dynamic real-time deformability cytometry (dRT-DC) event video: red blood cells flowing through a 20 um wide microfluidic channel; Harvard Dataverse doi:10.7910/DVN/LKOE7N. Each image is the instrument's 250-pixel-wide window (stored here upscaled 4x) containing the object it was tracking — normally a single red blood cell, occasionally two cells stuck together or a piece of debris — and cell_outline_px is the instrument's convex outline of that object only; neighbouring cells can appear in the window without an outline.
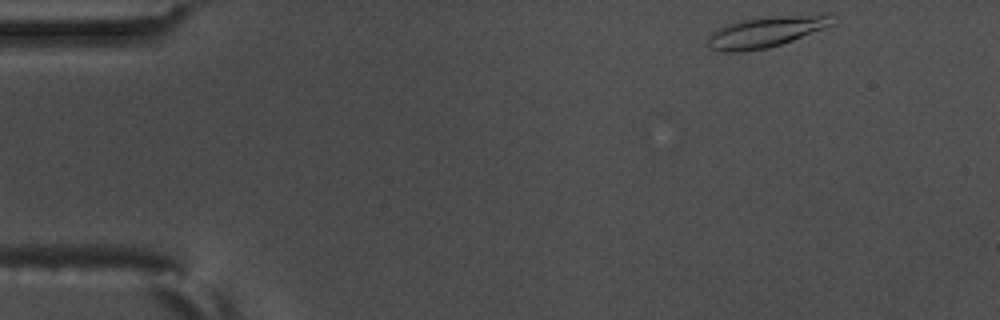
{"species": "common noctule bat (a hibernating species)", "species_latin": "Nyctalus noctula", "temperature_condition": "warm", "stored_images_in_passage": 42, "camera_frame_rate_fps": 3000, "um_per_image_px": 0.085, "animal": {"sex": "male", "body_mass_g": 17.5, "forearm_length_mm": 52.3}, "frame": {"image": 1, "passage_image": 1, "time_ms": 0.0, "image_size_px": [1000, 320], "cell_outline_px": [[836, 24], [792, 40], [768, 48], [744, 52], [724, 52], [708, 48], [708, 36], [712, 32], [728, 24], [744, 20], [828, 12]], "centroid_in_image_um": [65.15, 2.72], "position_along_channel_um": 19.9, "area_um2": 22.25}}
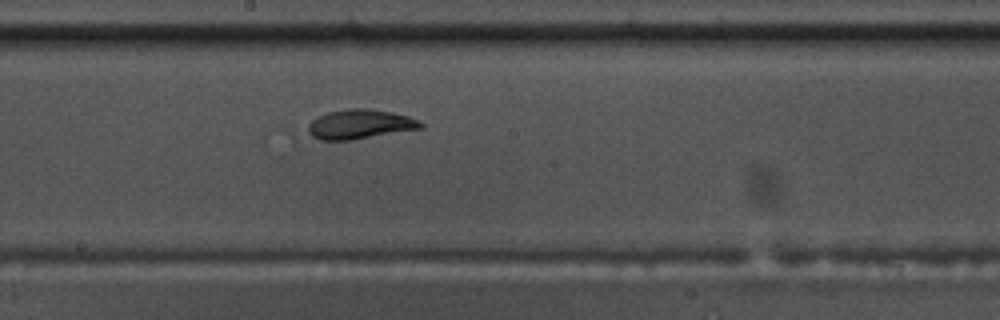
{"frame": {"image": 2, "passage_image": 26, "time_ms": 8.333, "image_size_px": [1000, 320], "cell_outline_px": [[424, 128], [352, 140], [320, 140], [312, 136], [308, 132], [308, 124], [316, 116], [328, 112], [352, 108], [368, 108], [392, 112], [408, 116], [420, 120], [424, 124]], "centroid_in_image_um": [30.61, 10.56], "position_along_channel_um": 217.6, "area_um2": 19.54}}
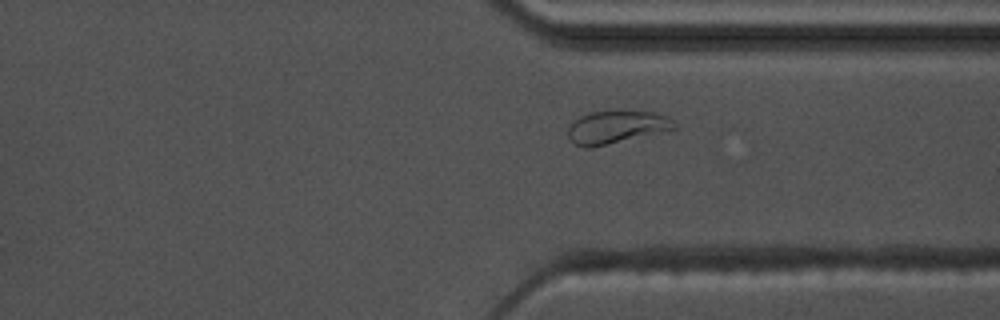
{"frame": {"image": 3, "passage_image": 38, "time_ms": 12.333, "image_size_px": [1000, 320], "cell_outline_px": [[676, 128], [588, 148], [584, 148], [576, 144], [568, 136], [568, 128], [580, 116], [592, 112], [652, 112], [664, 116], [672, 120], [676, 124]], "centroid_in_image_um": [52.36, 10.81], "position_along_channel_um": 359.0, "area_um2": 19.31}}